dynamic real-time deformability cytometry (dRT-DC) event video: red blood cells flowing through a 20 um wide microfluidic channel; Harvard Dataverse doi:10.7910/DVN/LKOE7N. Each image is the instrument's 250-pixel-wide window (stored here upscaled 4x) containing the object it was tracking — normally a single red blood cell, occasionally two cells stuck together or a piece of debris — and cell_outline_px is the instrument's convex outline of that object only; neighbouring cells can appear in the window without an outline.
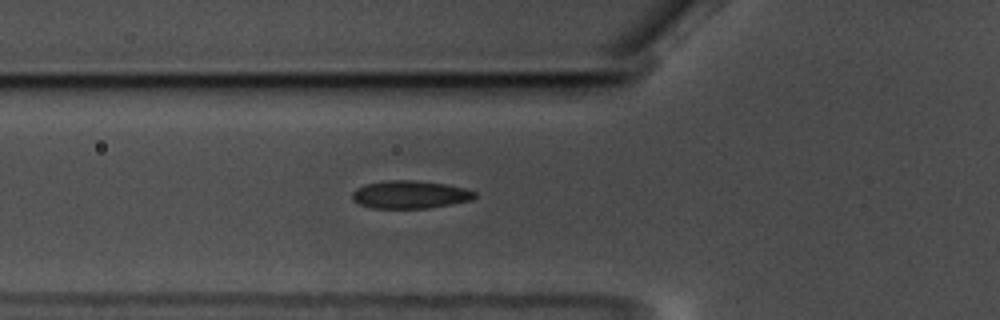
{"species": "common noctule bat (a hibernating species)", "species_latin": "Nyctalus noctula", "temperature_condition": "warm", "stored_images_in_passage": 41, "camera_frame_rate_fps": 3000, "um_per_image_px": 0.085, "animal": {"sex": "male", "body_mass_g": 17.5, "forearm_length_mm": 52.3}, "frame": {"image": 1, "passage_image": 8, "time_ms": 2.333, "image_size_px": [1000, 320], "cell_outline_px": [[476, 196], [472, 200], [452, 204], [428, 208], [372, 208], [360, 204], [352, 200], [352, 192], [356, 188], [364, 184], [384, 180], [416, 180], [448, 184], [464, 188], [476, 192]], "centroid_in_image_um": [34.84, 16.53], "position_along_channel_um": 91.0, "area_um2": 20.11}}
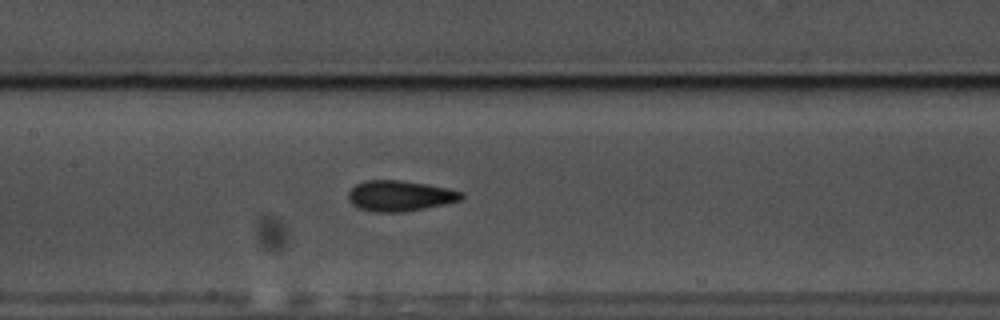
{"frame": {"image": 2, "passage_image": 15, "time_ms": 4.667, "image_size_px": [1000, 320], "cell_outline_px": [[464, 196], [460, 200], [444, 204], [424, 208], [400, 212], [372, 212], [360, 208], [352, 204], [348, 200], [348, 192], [356, 184], [364, 180], [400, 180], [448, 188], [464, 192]], "centroid_in_image_um": [33.97, 16.64], "position_along_channel_um": 173.4, "area_um2": 20.11}}
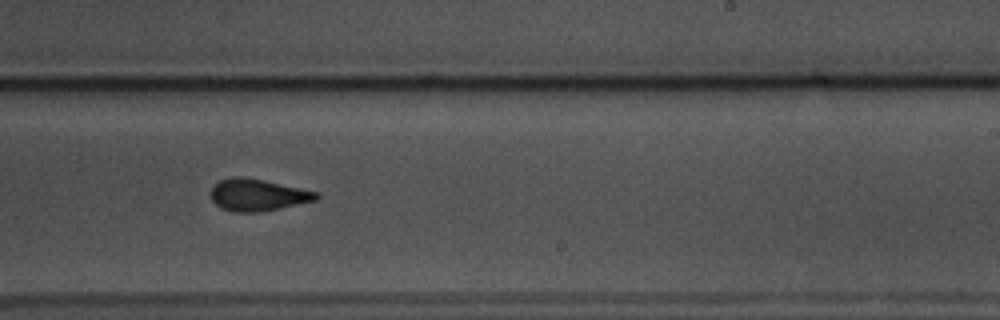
{"frame": {"image": 3, "passage_image": 23, "time_ms": 7.333, "image_size_px": [1000, 320], "cell_outline_px": [[320, 196], [316, 200], [280, 208], [260, 212], [232, 212], [220, 208], [212, 200], [212, 188], [220, 180], [236, 176], [264, 180], [316, 192]], "centroid_in_image_um": [21.88, 16.58], "position_along_channel_um": 267.1, "area_um2": 19.31}, "authors_computed_cell_mechanics": {"area_um2": 19.8254, "velocity_mm_per_s": 3.527, "shape_relaxation_time_tau1_ms": 5.5071, "shape_relaxation_time_tau2_ms": 2.5736, "deformation_change_tau1": 0.1305, "deformation_change_tau2": 0.08}}